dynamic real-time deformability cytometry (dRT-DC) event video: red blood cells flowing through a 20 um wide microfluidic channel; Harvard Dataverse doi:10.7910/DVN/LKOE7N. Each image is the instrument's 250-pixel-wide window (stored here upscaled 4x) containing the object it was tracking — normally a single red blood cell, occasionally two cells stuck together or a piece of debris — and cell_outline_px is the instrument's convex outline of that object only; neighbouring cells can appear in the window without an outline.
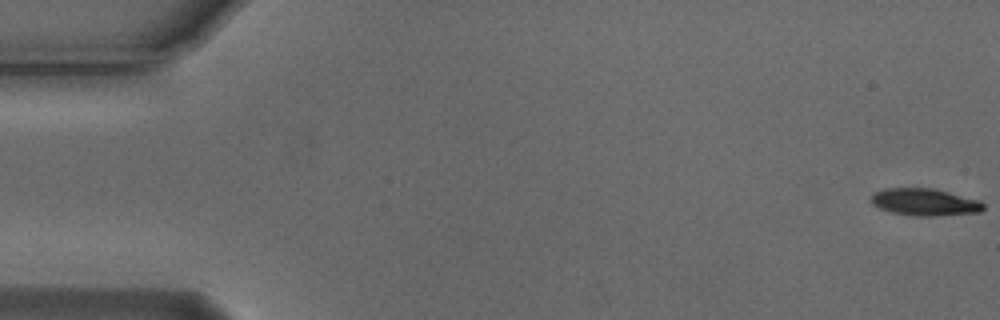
{"species": "Egyptian fruit bat (a non-hibernating species)", "species_latin": "Rousettus aegyptiacus", "temperature_condition": "cold", "stored_images_in_passage": 6, "camera_frame_rate_fps": 3000, "um_per_image_px": 0.085, "animal": {"sex": "male"}, "frame": {"image": 1, "passage_image": 1, "time_ms": 0.0, "image_size_px": [1000, 320], "cell_outline_px": [[984, 208], [980, 212], [932, 216], [916, 216], [892, 212], [880, 208], [872, 204], [872, 196], [876, 192], [884, 188], [932, 188], [980, 200], [984, 204]], "centroid_in_image_um": [78.62, 17.18], "position_along_channel_um": 6.4, "area_um2": 17.57}}
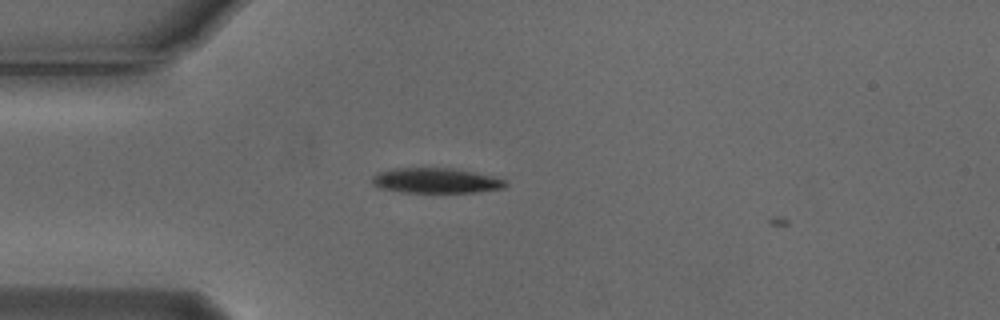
{"frame": {"image": 2, "passage_image": 5, "time_ms": 1.333, "image_size_px": [1000, 320], "cell_outline_px": [[508, 184], [504, 188], [476, 192], [404, 192], [380, 188], [372, 184], [372, 176], [380, 172], [396, 168], [452, 168], [492, 176], [508, 180]], "centroid_in_image_um": [37.08, 15.35], "position_along_channel_um": 47.9, "area_um2": 19.42}}